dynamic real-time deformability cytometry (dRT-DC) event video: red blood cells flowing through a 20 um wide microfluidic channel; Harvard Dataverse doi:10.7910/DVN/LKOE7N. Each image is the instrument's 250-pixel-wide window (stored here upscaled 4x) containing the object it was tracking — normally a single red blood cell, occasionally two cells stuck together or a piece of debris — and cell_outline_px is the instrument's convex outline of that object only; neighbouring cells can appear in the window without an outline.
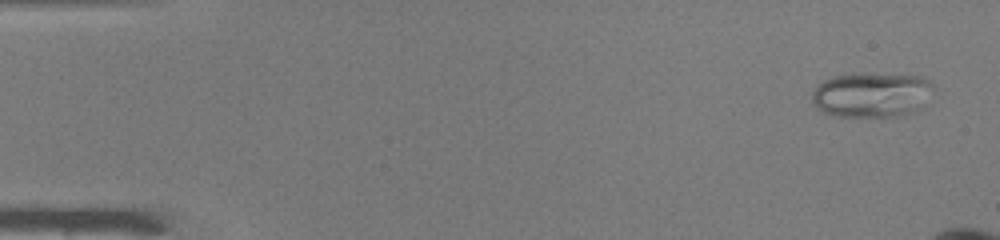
{"species": "common noctule bat (a hibernating species)", "species_latin": "Nyctalus noctula", "temperature_condition": "warm", "stored_images_in_passage": 13, "camera_frame_rate_fps": 3000, "um_per_image_px": 0.085, "animal": {"sex": "male", "body_mass_g": 19.0, "forearm_length_mm": 50.8}, "frame": {"image": 1, "passage_image": 3, "time_ms": 0.667, "image_size_px": [1000, 240], "cell_outline_px": [[932, 88], [920, 108], [916, 112], [900, 116], [832, 116], [820, 112], [812, 104], [812, 92], [824, 80], [832, 76], [924, 76], [928, 80]], "centroid_in_image_um": [74.03, 8.12], "position_along_channel_um": 11.0, "area_um2": 30.81}}